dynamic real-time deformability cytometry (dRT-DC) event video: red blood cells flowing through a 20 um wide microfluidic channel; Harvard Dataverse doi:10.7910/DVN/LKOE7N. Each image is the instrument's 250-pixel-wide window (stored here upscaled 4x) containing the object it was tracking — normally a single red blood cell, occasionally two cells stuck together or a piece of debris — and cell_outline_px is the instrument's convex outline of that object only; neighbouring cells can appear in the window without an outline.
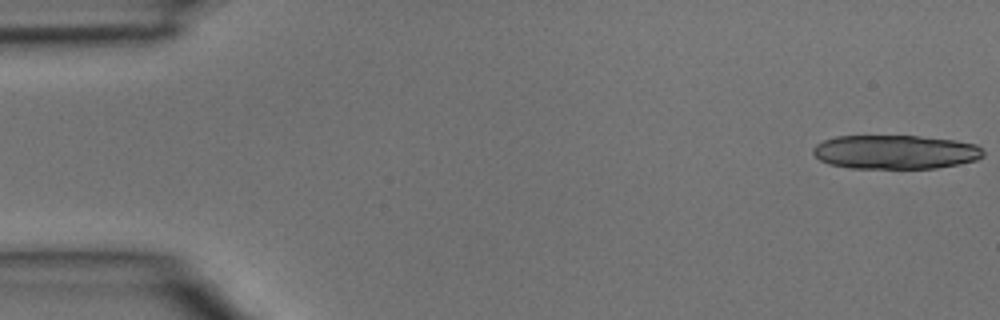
{"species": "common noctule bat (a hibernating species)", "species_latin": "Nyctalus noctula", "temperature_condition": "room temperature", "stored_images_in_passage": 5, "camera_frame_rate_fps": 3000, "um_per_image_px": 0.085, "animal": {"sex": "male", "body_mass_g": 15.6}, "frame": {"image": 1, "passage_image": 1, "time_ms": 0.0, "image_size_px": [1000, 320], "cell_outline_px": [[984, 156], [976, 160], [960, 164], [936, 168], [852, 168], [828, 164], [820, 160], [812, 152], [812, 148], [816, 144], [824, 140], [836, 136], [920, 136], [956, 140], [976, 144], [984, 152]], "centroid_in_image_um": [76.11, 12.92], "position_along_channel_um": 8.9, "area_um2": 33.87}}